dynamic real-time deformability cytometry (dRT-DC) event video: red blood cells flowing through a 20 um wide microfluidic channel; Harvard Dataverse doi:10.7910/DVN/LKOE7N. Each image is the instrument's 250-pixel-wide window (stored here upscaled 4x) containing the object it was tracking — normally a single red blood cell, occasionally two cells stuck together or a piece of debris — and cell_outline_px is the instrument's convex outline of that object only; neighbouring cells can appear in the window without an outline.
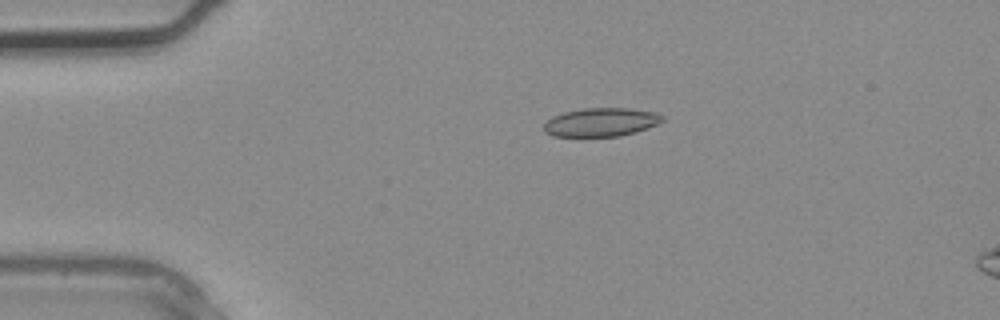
{"species": "common noctule bat (a hibernating species)", "species_latin": "Nyctalus noctula", "temperature_condition": "warm", "stored_images_in_passage": 3, "camera_frame_rate_fps": 3000, "um_per_image_px": 0.085, "animal": {"sex": "male", "body_mass_g": 20.4}, "frame": {"image": 1, "passage_image": 3, "time_ms": 0.667, "image_size_px": [1000, 320], "cell_outline_px": [[664, 120], [656, 124], [636, 132], [620, 136], [552, 136], [544, 132], [544, 124], [552, 116], [564, 112], [584, 108], [628, 108], [656, 112], [664, 116]], "centroid_in_image_um": [51.08, 10.38], "position_along_channel_um": 33.9, "area_um2": 19.71}}